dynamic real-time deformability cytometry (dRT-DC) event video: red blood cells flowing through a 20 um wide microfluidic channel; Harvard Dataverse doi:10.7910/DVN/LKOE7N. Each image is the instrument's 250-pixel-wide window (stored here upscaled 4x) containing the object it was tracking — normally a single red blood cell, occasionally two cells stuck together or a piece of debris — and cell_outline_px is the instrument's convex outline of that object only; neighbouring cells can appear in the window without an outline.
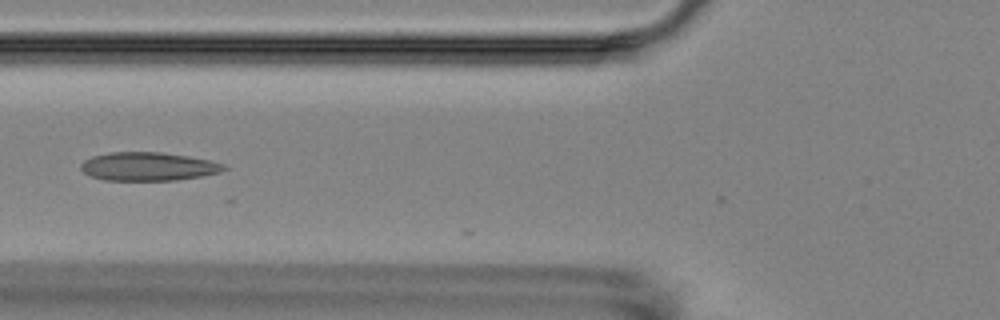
{"species": "Egyptian fruit bat (a non-hibernating species)", "species_latin": "Rousettus aegyptiacus", "temperature_condition": "room temperature", "stored_images_in_passage": 2, "camera_frame_rate_fps": 3000, "um_per_image_px": 0.085, "animal": {"sex": "female"}, "frame": {"image": 1, "passage_image": 2, "time_ms": 1.0, "image_size_px": [1000, 320], "cell_outline_px": [[228, 168], [220, 172], [200, 176], [176, 180], [104, 180], [88, 176], [80, 168], [80, 164], [84, 160], [92, 156], [108, 152], [160, 152], [188, 156], [208, 160], [224, 164]], "centroid_in_image_um": [12.55, 14.15], "position_along_channel_um": 113.2, "area_um2": 23.76}}